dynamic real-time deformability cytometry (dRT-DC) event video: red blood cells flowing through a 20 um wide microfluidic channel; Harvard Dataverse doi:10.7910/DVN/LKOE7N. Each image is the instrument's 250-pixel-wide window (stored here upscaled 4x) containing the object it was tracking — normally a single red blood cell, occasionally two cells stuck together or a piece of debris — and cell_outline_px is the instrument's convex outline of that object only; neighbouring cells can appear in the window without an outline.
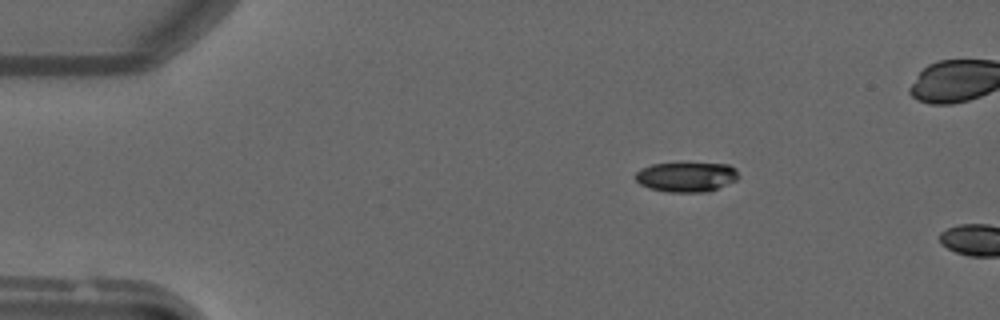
{"species": "common noctule bat (a hibernating species)", "species_latin": "Nyctalus noctula", "temperature_condition": "warm", "stored_images_in_passage": 4, "camera_frame_rate_fps": 3000, "um_per_image_px": 0.085, "animal": {"sex": "male", "forearm_length_mm": 52.5}, "frame": {"image": 1, "passage_image": 1, "time_ms": 0.0, "image_size_px": [1000, 320], "cell_outline_px": [[740, 176], [736, 180], [708, 192], [668, 192], [648, 188], [640, 184], [636, 180], [636, 172], [640, 168], [652, 164], [728, 164], [736, 168]], "centroid_in_image_um": [58.35, 15.05], "position_along_channel_um": 26.7, "area_um2": 17.8}}